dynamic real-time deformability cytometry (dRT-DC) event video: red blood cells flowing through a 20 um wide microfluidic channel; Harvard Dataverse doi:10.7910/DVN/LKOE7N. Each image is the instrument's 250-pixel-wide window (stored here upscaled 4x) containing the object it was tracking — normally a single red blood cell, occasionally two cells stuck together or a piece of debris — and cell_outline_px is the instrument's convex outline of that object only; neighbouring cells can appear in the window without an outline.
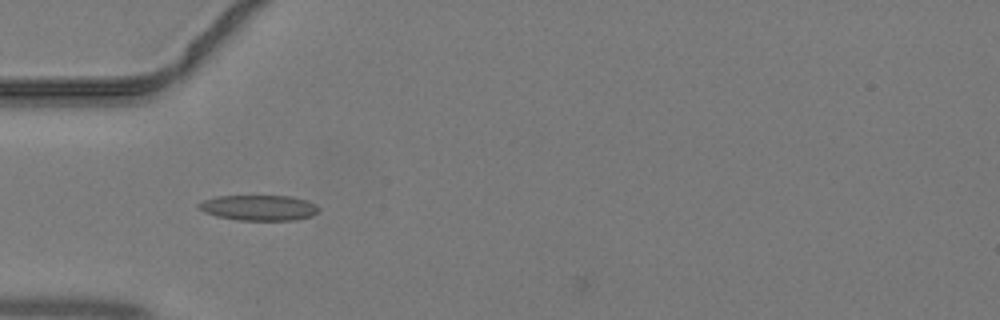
{"species": "common noctule bat (a hibernating species)", "species_latin": "Nyctalus noctula", "temperature_condition": "warm", "stored_images_in_passage": 33, "camera_frame_rate_fps": 3000, "um_per_image_px": 0.085, "animal": {"sex": "male", "body_mass_g": 19.2, "forearm_length_mm": 51.8}, "frame": {"image": 1, "passage_image": 3, "time_ms": 0.667, "image_size_px": [1000, 320], "cell_outline_px": [[320, 208], [312, 216], [296, 220], [236, 220], [216, 216], [204, 212], [196, 204], [204, 200], [216, 196], [292, 196], [316, 204]], "centroid_in_image_um": [22.0, 17.66], "position_along_channel_um": 63.0, "area_um2": 17.8}}
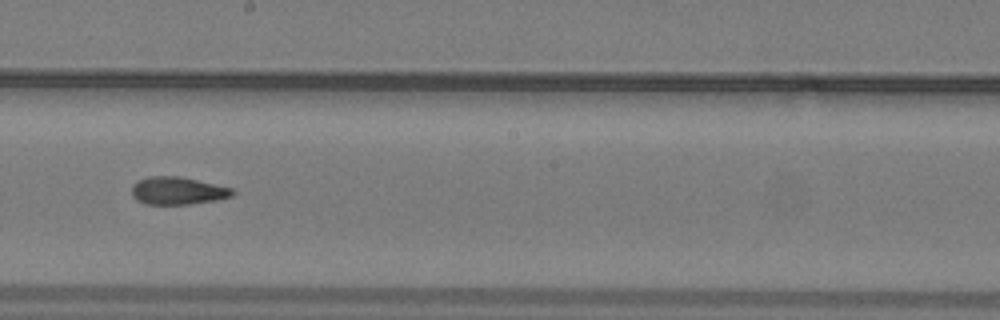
{"frame": {"image": 2, "passage_image": 14, "time_ms": 4.333, "image_size_px": [1000, 320], "cell_outline_px": [[236, 192], [232, 196], [216, 200], [188, 204], [144, 204], [136, 200], [132, 196], [132, 184], [136, 180], [148, 176], [180, 176], [232, 188]], "centroid_in_image_um": [15.06, 16.21], "position_along_channel_um": 233.1, "area_um2": 16.36}}
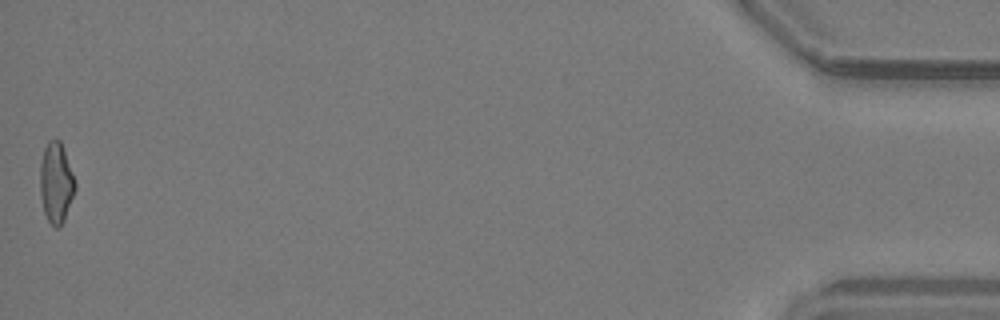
{"frame": {"image": 3, "passage_image": 33, "time_ms": 10.667, "image_size_px": [1000, 320], "cell_outline_px": [[76, 188], [64, 220], [60, 228], [56, 228], [48, 220], [44, 212], [40, 192], [40, 164], [44, 148], [48, 140], [60, 140], [64, 148], [76, 184]], "centroid_in_image_um": [4.77, 15.53], "position_along_channel_um": 430.4, "area_um2": 16.42}}